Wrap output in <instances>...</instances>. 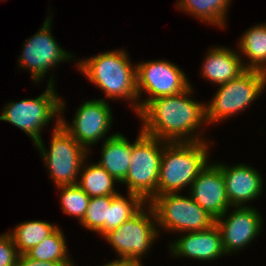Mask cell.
Masks as SVG:
<instances>
[{"instance_id": "cell-15", "label": "cell", "mask_w": 266, "mask_h": 266, "mask_svg": "<svg viewBox=\"0 0 266 266\" xmlns=\"http://www.w3.org/2000/svg\"><path fill=\"white\" fill-rule=\"evenodd\" d=\"M222 171L226 197L231 208L245 207L249 201L257 199L263 191V179L259 171L246 164L228 166L214 162Z\"/></svg>"}, {"instance_id": "cell-25", "label": "cell", "mask_w": 266, "mask_h": 266, "mask_svg": "<svg viewBox=\"0 0 266 266\" xmlns=\"http://www.w3.org/2000/svg\"><path fill=\"white\" fill-rule=\"evenodd\" d=\"M61 191L60 203L63 213L79 218L82 221L89 205L90 197L77 185H65L57 187Z\"/></svg>"}, {"instance_id": "cell-10", "label": "cell", "mask_w": 266, "mask_h": 266, "mask_svg": "<svg viewBox=\"0 0 266 266\" xmlns=\"http://www.w3.org/2000/svg\"><path fill=\"white\" fill-rule=\"evenodd\" d=\"M136 74L138 98H141L143 91L150 95V98L139 103V111L149 101L179 94L191 85L182 69L161 59L136 64Z\"/></svg>"}, {"instance_id": "cell-2", "label": "cell", "mask_w": 266, "mask_h": 266, "mask_svg": "<svg viewBox=\"0 0 266 266\" xmlns=\"http://www.w3.org/2000/svg\"><path fill=\"white\" fill-rule=\"evenodd\" d=\"M131 64L127 51L118 49L80 60L76 66L90 82L103 90L105 97L131 101V107L138 114L141 99L138 98L136 65Z\"/></svg>"}, {"instance_id": "cell-4", "label": "cell", "mask_w": 266, "mask_h": 266, "mask_svg": "<svg viewBox=\"0 0 266 266\" xmlns=\"http://www.w3.org/2000/svg\"><path fill=\"white\" fill-rule=\"evenodd\" d=\"M50 148L47 151L43 139L35 147L40 150L51 179L58 186L77 184L83 162L89 150L80 145L61 125L60 119L55 120Z\"/></svg>"}, {"instance_id": "cell-19", "label": "cell", "mask_w": 266, "mask_h": 266, "mask_svg": "<svg viewBox=\"0 0 266 266\" xmlns=\"http://www.w3.org/2000/svg\"><path fill=\"white\" fill-rule=\"evenodd\" d=\"M239 51L249 62L246 70H258L266 73V23L250 27L240 38ZM240 47V48H239Z\"/></svg>"}, {"instance_id": "cell-20", "label": "cell", "mask_w": 266, "mask_h": 266, "mask_svg": "<svg viewBox=\"0 0 266 266\" xmlns=\"http://www.w3.org/2000/svg\"><path fill=\"white\" fill-rule=\"evenodd\" d=\"M84 163L85 161L82 164L80 180L77 181V185L90 198L118 194L114 187V183L118 182L102 166L98 163L91 165Z\"/></svg>"}, {"instance_id": "cell-22", "label": "cell", "mask_w": 266, "mask_h": 266, "mask_svg": "<svg viewBox=\"0 0 266 266\" xmlns=\"http://www.w3.org/2000/svg\"><path fill=\"white\" fill-rule=\"evenodd\" d=\"M58 226L47 221L30 220L19 223L11 232H8L19 254H25L31 248L41 243L51 235Z\"/></svg>"}, {"instance_id": "cell-11", "label": "cell", "mask_w": 266, "mask_h": 266, "mask_svg": "<svg viewBox=\"0 0 266 266\" xmlns=\"http://www.w3.org/2000/svg\"><path fill=\"white\" fill-rule=\"evenodd\" d=\"M46 18L42 27L36 34L23 43L22 54L18 57V65L20 68H28L31 77L35 82L43 81L50 69L61 62L73 60L74 55L66 52L51 33V19ZM52 67V68H51ZM46 73V74H45ZM41 79V80H40Z\"/></svg>"}, {"instance_id": "cell-29", "label": "cell", "mask_w": 266, "mask_h": 266, "mask_svg": "<svg viewBox=\"0 0 266 266\" xmlns=\"http://www.w3.org/2000/svg\"><path fill=\"white\" fill-rule=\"evenodd\" d=\"M102 266H135L132 262H128L126 260H119V259H114L111 262H107L106 264Z\"/></svg>"}, {"instance_id": "cell-16", "label": "cell", "mask_w": 266, "mask_h": 266, "mask_svg": "<svg viewBox=\"0 0 266 266\" xmlns=\"http://www.w3.org/2000/svg\"><path fill=\"white\" fill-rule=\"evenodd\" d=\"M168 246L171 255L200 261L214 260L226 254L222 246V235L216 223L203 231L186 234L184 232L181 238H177Z\"/></svg>"}, {"instance_id": "cell-26", "label": "cell", "mask_w": 266, "mask_h": 266, "mask_svg": "<svg viewBox=\"0 0 266 266\" xmlns=\"http://www.w3.org/2000/svg\"><path fill=\"white\" fill-rule=\"evenodd\" d=\"M112 196L90 198L85 216L80 222L82 226L93 232H98L108 222Z\"/></svg>"}, {"instance_id": "cell-8", "label": "cell", "mask_w": 266, "mask_h": 266, "mask_svg": "<svg viewBox=\"0 0 266 266\" xmlns=\"http://www.w3.org/2000/svg\"><path fill=\"white\" fill-rule=\"evenodd\" d=\"M162 153L163 140L139 131L135 142L132 143L128 173L121 184H127V192L139 195L146 203L158 195Z\"/></svg>"}, {"instance_id": "cell-18", "label": "cell", "mask_w": 266, "mask_h": 266, "mask_svg": "<svg viewBox=\"0 0 266 266\" xmlns=\"http://www.w3.org/2000/svg\"><path fill=\"white\" fill-rule=\"evenodd\" d=\"M102 147L98 164L121 184L131 164L132 144L124 135L115 133L103 140Z\"/></svg>"}, {"instance_id": "cell-28", "label": "cell", "mask_w": 266, "mask_h": 266, "mask_svg": "<svg viewBox=\"0 0 266 266\" xmlns=\"http://www.w3.org/2000/svg\"><path fill=\"white\" fill-rule=\"evenodd\" d=\"M16 266H75V265L73 263L38 261L29 258L26 254H21L18 257Z\"/></svg>"}, {"instance_id": "cell-17", "label": "cell", "mask_w": 266, "mask_h": 266, "mask_svg": "<svg viewBox=\"0 0 266 266\" xmlns=\"http://www.w3.org/2000/svg\"><path fill=\"white\" fill-rule=\"evenodd\" d=\"M201 73L213 84H223L238 78L246 71V62L240 54L226 47H215L207 51Z\"/></svg>"}, {"instance_id": "cell-5", "label": "cell", "mask_w": 266, "mask_h": 266, "mask_svg": "<svg viewBox=\"0 0 266 266\" xmlns=\"http://www.w3.org/2000/svg\"><path fill=\"white\" fill-rule=\"evenodd\" d=\"M157 227L155 213L151 205L146 203V206L120 227L109 231L103 237L116 251L119 256L117 259L132 262L135 266H143L142 257L158 237Z\"/></svg>"}, {"instance_id": "cell-1", "label": "cell", "mask_w": 266, "mask_h": 266, "mask_svg": "<svg viewBox=\"0 0 266 266\" xmlns=\"http://www.w3.org/2000/svg\"><path fill=\"white\" fill-rule=\"evenodd\" d=\"M192 90L190 85L179 94L149 101L137 114L143 121L141 131L166 142L205 141L201 132L196 134L207 124L205 104L191 99Z\"/></svg>"}, {"instance_id": "cell-6", "label": "cell", "mask_w": 266, "mask_h": 266, "mask_svg": "<svg viewBox=\"0 0 266 266\" xmlns=\"http://www.w3.org/2000/svg\"><path fill=\"white\" fill-rule=\"evenodd\" d=\"M51 75L46 90L39 97L22 99L4 105L0 120L6 121L23 130L34 145L41 140V131L53 118H61V100L54 88Z\"/></svg>"}, {"instance_id": "cell-21", "label": "cell", "mask_w": 266, "mask_h": 266, "mask_svg": "<svg viewBox=\"0 0 266 266\" xmlns=\"http://www.w3.org/2000/svg\"><path fill=\"white\" fill-rule=\"evenodd\" d=\"M230 3L231 0H178L176 7L202 22L222 29L226 25V12Z\"/></svg>"}, {"instance_id": "cell-12", "label": "cell", "mask_w": 266, "mask_h": 266, "mask_svg": "<svg viewBox=\"0 0 266 266\" xmlns=\"http://www.w3.org/2000/svg\"><path fill=\"white\" fill-rule=\"evenodd\" d=\"M65 102L61 100L60 125L83 147L90 151V146L105 139L111 129L112 111L109 104L103 99L87 100L78 107L72 123L65 122L62 113L65 111ZM63 111V112H62ZM89 148V149H88Z\"/></svg>"}, {"instance_id": "cell-14", "label": "cell", "mask_w": 266, "mask_h": 266, "mask_svg": "<svg viewBox=\"0 0 266 266\" xmlns=\"http://www.w3.org/2000/svg\"><path fill=\"white\" fill-rule=\"evenodd\" d=\"M195 178L189 195L215 220L231 207L226 197L225 181L221 169L211 162Z\"/></svg>"}, {"instance_id": "cell-3", "label": "cell", "mask_w": 266, "mask_h": 266, "mask_svg": "<svg viewBox=\"0 0 266 266\" xmlns=\"http://www.w3.org/2000/svg\"><path fill=\"white\" fill-rule=\"evenodd\" d=\"M209 142L163 141L158 177V195L180 193L209 164Z\"/></svg>"}, {"instance_id": "cell-9", "label": "cell", "mask_w": 266, "mask_h": 266, "mask_svg": "<svg viewBox=\"0 0 266 266\" xmlns=\"http://www.w3.org/2000/svg\"><path fill=\"white\" fill-rule=\"evenodd\" d=\"M151 205L159 227L169 231L186 233L209 229L215 224L212 218L191 196L168 193L155 196Z\"/></svg>"}, {"instance_id": "cell-27", "label": "cell", "mask_w": 266, "mask_h": 266, "mask_svg": "<svg viewBox=\"0 0 266 266\" xmlns=\"http://www.w3.org/2000/svg\"><path fill=\"white\" fill-rule=\"evenodd\" d=\"M19 255L11 235H0V266H16Z\"/></svg>"}, {"instance_id": "cell-24", "label": "cell", "mask_w": 266, "mask_h": 266, "mask_svg": "<svg viewBox=\"0 0 266 266\" xmlns=\"http://www.w3.org/2000/svg\"><path fill=\"white\" fill-rule=\"evenodd\" d=\"M67 248L64 233L58 227L51 235L25 254L38 261L72 263Z\"/></svg>"}, {"instance_id": "cell-13", "label": "cell", "mask_w": 266, "mask_h": 266, "mask_svg": "<svg viewBox=\"0 0 266 266\" xmlns=\"http://www.w3.org/2000/svg\"><path fill=\"white\" fill-rule=\"evenodd\" d=\"M215 220L222 235V246L226 255L242 250L261 232L263 220L260 212L248 206L234 207ZM247 245V246H246Z\"/></svg>"}, {"instance_id": "cell-7", "label": "cell", "mask_w": 266, "mask_h": 266, "mask_svg": "<svg viewBox=\"0 0 266 266\" xmlns=\"http://www.w3.org/2000/svg\"><path fill=\"white\" fill-rule=\"evenodd\" d=\"M218 86L220 87L214 98L205 104V119L208 124L228 120L255 101L266 88V73L246 70L238 78Z\"/></svg>"}, {"instance_id": "cell-23", "label": "cell", "mask_w": 266, "mask_h": 266, "mask_svg": "<svg viewBox=\"0 0 266 266\" xmlns=\"http://www.w3.org/2000/svg\"><path fill=\"white\" fill-rule=\"evenodd\" d=\"M127 195V197L120 193L112 195L108 222H105L104 226L97 232L102 237L109 231L120 227L146 205V202L139 195L129 192Z\"/></svg>"}]
</instances>
